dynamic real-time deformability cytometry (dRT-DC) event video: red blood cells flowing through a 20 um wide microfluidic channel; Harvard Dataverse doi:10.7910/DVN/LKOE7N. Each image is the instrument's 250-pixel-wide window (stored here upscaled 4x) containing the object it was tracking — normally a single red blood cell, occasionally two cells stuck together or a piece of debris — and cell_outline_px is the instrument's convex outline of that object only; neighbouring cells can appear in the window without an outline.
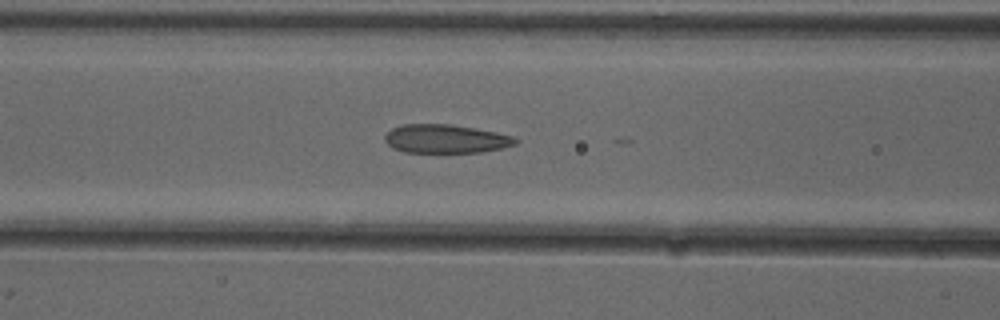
{"species": "common noctule bat (a hibernating species)", "species_latin": "Nyctalus noctula", "temperature_condition": "cold", "stored_images_in_passage": 26, "camera_frame_rate_fps": 3000, "um_per_image_px": 0.085, "animal": {"sex": "female"}, "frame": {"image": 1, "passage_image": 22, "time_ms": 7.0, "image_size_px": [1000, 320], "cell_outline_px": [[520, 140], [516, 144], [500, 148], [480, 152], [404, 152], [392, 148], [384, 140], [384, 136], [392, 128], [400, 124], [452, 124], [496, 132], [512, 136]], "centroid_in_image_um": [37.86, 11.79], "position_along_channel_um": 128.7, "area_um2": 21.79}}
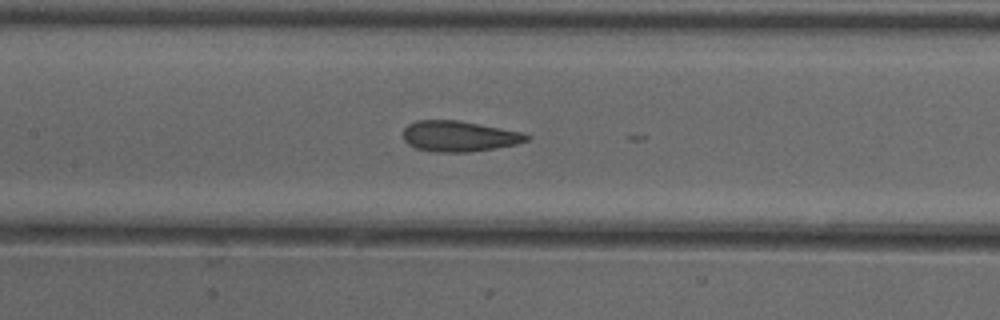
{"frame": {"image": 2, "passage_image": 25, "time_ms": 8.0, "image_size_px": [1000, 320], "cell_outline_px": [[532, 136], [528, 140], [516, 144], [468, 152], [436, 152], [416, 148], [408, 144], [404, 140], [404, 128], [408, 124], [416, 120], [460, 120], [524, 132]], "centroid_in_image_um": [39.04, 11.56], "position_along_channel_um": 168.4, "area_um2": 22.14}}